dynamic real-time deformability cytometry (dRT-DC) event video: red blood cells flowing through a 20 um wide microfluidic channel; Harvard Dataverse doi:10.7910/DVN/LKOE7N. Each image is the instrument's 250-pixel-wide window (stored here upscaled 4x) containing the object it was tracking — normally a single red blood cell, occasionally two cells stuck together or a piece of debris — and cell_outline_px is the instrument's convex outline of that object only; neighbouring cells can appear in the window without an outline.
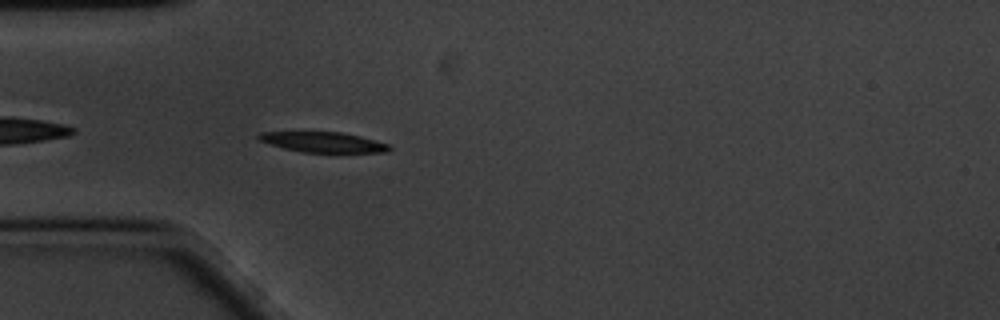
{"species": "common noctule bat (a hibernating species)", "species_latin": "Nyctalus noctula", "temperature_condition": "cold", "stored_images_in_passage": 36, "camera_frame_rate_fps": 3000, "um_per_image_px": 0.085, "animal": {"sex": "male", "body_mass_g": 20.1, "forearm_length_mm": 53.5}, "frame": {"image": 1, "passage_image": 3, "time_ms": 0.667, "image_size_px": [1000, 320], "cell_outline_px": [[392, 148], [388, 152], [304, 152], [284, 148], [256, 140], [256, 136], [260, 132], [340, 132], [360, 136], [388, 144]], "centroid_in_image_um": [27.43, 12.08], "position_along_channel_um": 57.6, "area_um2": 15.32}}
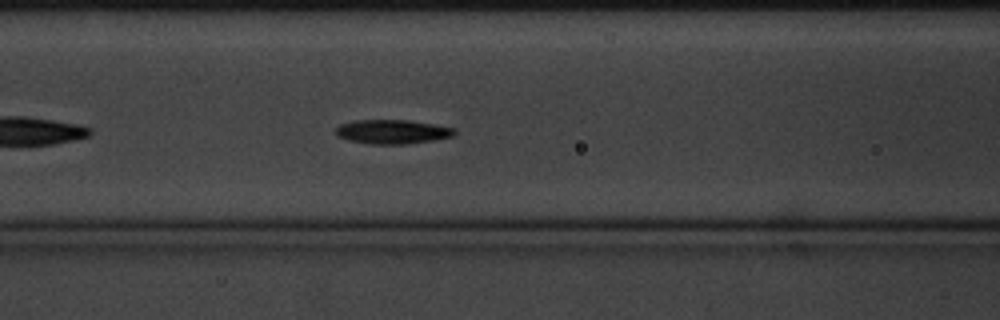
{"frame": {"image": 2, "passage_image": 10, "time_ms": 3.0, "image_size_px": [1000, 320], "cell_outline_px": [[456, 132], [452, 136], [432, 140], [408, 144], [368, 144], [348, 140], [336, 136], [336, 128], [340, 124], [356, 120], [408, 120], [456, 128]], "centroid_in_image_um": [33.32, 11.2], "position_along_channel_um": 133.3, "area_um2": 16.7}}
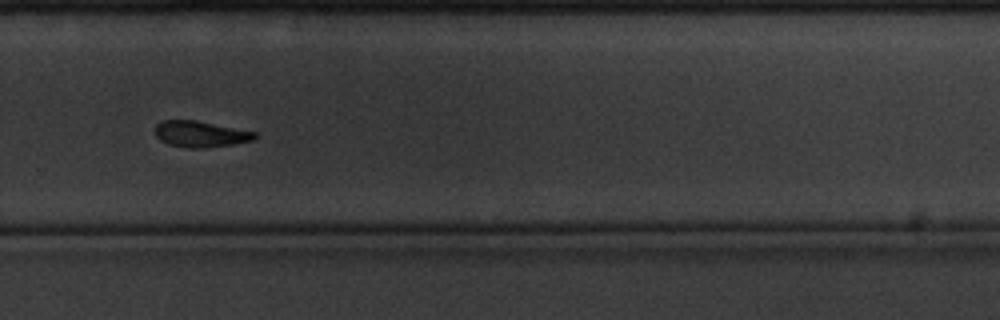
{"frame": {"image": 3, "passage_image": 26, "time_ms": 8.333, "image_size_px": [1000, 320], "cell_outline_px": [[256, 140], [232, 144], [200, 148], [192, 148], [172, 144], [160, 140], [156, 136], [156, 124], [160, 120], [196, 120], [256, 132]], "centroid_in_image_um": [17.05, 11.38], "position_along_channel_um": 312.7, "area_um2": 14.97}, "authors_computed_cell_mechanics": {"area_um2": 16.3285, "velocity_mm_per_s": 3.3763, "shape_relaxation_time_tau1_ms": 2.5857, "shape_relaxation_time_tau2_ms": null, "deformation_change_tau1": 0.1413, "deformation_change_tau2": null}}